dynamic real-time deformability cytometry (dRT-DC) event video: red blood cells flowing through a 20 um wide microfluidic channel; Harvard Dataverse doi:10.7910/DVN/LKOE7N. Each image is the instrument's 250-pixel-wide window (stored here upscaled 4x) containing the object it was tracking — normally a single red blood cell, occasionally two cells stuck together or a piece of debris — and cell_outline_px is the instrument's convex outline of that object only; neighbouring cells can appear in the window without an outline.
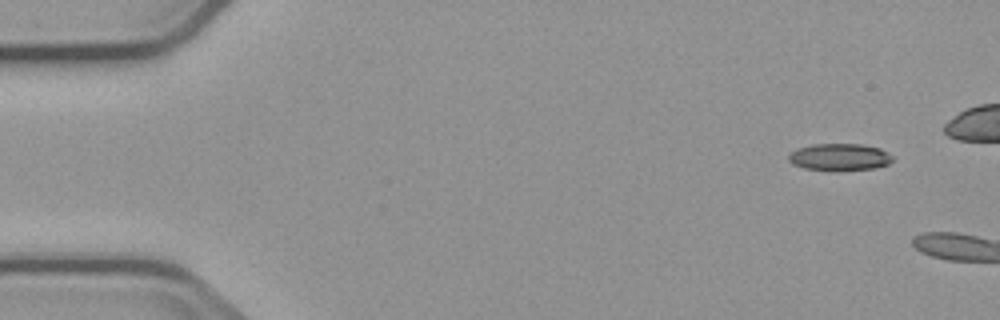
{"species": "common noctule bat (a hibernating species)", "species_latin": "Nyctalus noctula", "temperature_condition": "cold", "stored_images_in_passage": 3, "camera_frame_rate_fps": 3000, "um_per_image_px": 0.085, "animal": {"sex": "male", "body_mass_g": 23.1, "forearm_length_mm": 52.7}, "frame": {"image": 1, "passage_image": 1, "time_ms": 0.0, "image_size_px": [1000, 320], "cell_outline_px": [[892, 160], [888, 164], [872, 168], [840, 172], [832, 172], [804, 168], [792, 164], [788, 160], [788, 156], [796, 148], [812, 144], [860, 144], [880, 148], [888, 152], [892, 156]], "centroid_in_image_um": [71.33, 13.37], "position_along_channel_um": 13.7, "area_um2": 16.76}}